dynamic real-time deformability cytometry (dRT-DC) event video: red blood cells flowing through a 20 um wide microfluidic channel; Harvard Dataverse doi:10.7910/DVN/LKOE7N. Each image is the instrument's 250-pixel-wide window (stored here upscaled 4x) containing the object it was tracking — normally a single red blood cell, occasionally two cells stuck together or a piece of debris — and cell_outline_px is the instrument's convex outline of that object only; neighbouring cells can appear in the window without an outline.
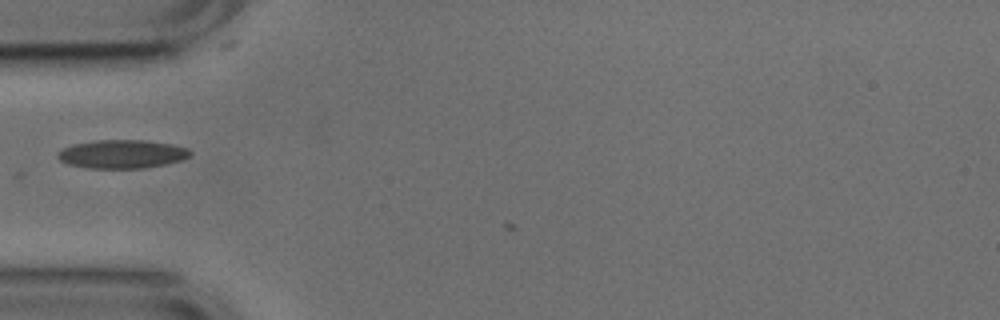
{"species": "common noctule bat (a hibernating species)", "species_latin": "Nyctalus noctula", "temperature_condition": "cold", "stored_images_in_passage": 2, "camera_frame_rate_fps": 3000, "um_per_image_px": 0.085, "animal": {"sex": "male", "body_mass_g": 17.9, "forearm_length_mm": 54.2}, "frame": {"image": 1, "passage_image": 1, "time_ms": 0.0, "image_size_px": [1000, 320], "cell_outline_px": [[192, 152], [188, 156], [180, 160], [164, 164], [144, 168], [88, 168], [68, 164], [60, 160], [56, 156], [56, 152], [72, 144], [96, 140], [144, 140], [172, 144], [188, 148]], "centroid_in_image_um": [10.33, 13.09], "position_along_channel_um": 74.7, "area_um2": 21.96}}